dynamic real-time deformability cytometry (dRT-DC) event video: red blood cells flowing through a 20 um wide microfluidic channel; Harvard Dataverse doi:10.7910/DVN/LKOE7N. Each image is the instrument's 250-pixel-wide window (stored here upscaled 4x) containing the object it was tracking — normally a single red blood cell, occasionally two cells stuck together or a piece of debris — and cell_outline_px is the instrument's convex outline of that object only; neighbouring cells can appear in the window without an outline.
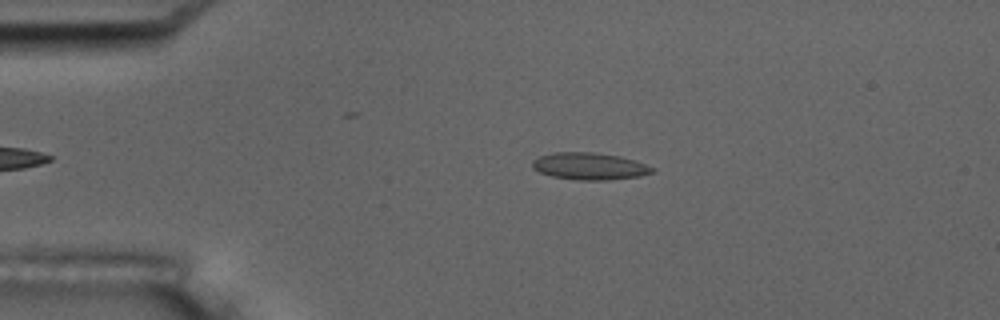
{"species": "common noctule bat (a hibernating species)", "species_latin": "Nyctalus noctula", "temperature_condition": "room temperature", "stored_images_in_passage": 43, "camera_frame_rate_fps": 3000, "um_per_image_px": 0.085, "animal": {"sex": "male", "body_mass_g": 17.5, "forearm_length_mm": 52.3}, "frame": {"image": 1, "passage_image": 7, "time_ms": 2.0, "image_size_px": [1000, 320], "cell_outline_px": [[656, 172], [640, 176], [608, 180], [576, 180], [552, 176], [540, 172], [532, 168], [532, 160], [540, 156], [552, 152], [596, 152], [620, 156], [636, 160], [656, 168]], "centroid_in_image_um": [50.15, 14.12], "position_along_channel_um": 34.9, "area_um2": 19.19}}
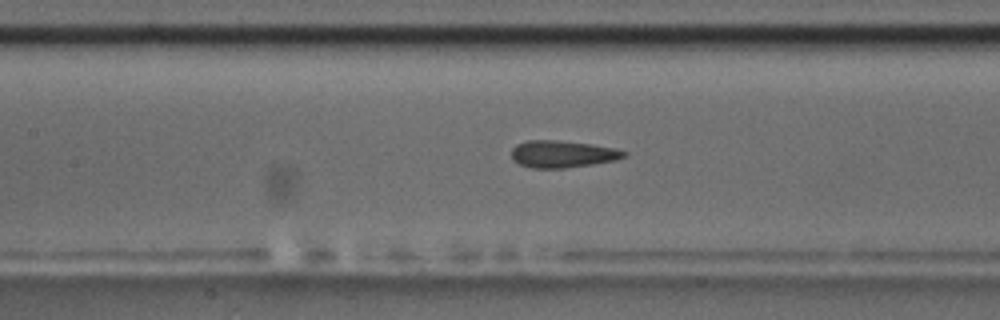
{"frame": {"image": 2, "passage_image": 20, "time_ms": 6.333, "image_size_px": [1000, 320], "cell_outline_px": [[628, 152], [624, 156], [616, 160], [592, 164], [564, 168], [532, 168], [520, 164], [512, 160], [512, 148], [516, 144], [528, 140], [556, 140], [592, 144], [616, 148]], "centroid_in_image_um": [47.8, 13.09], "position_along_channel_um": 159.6, "area_um2": 17.74}}
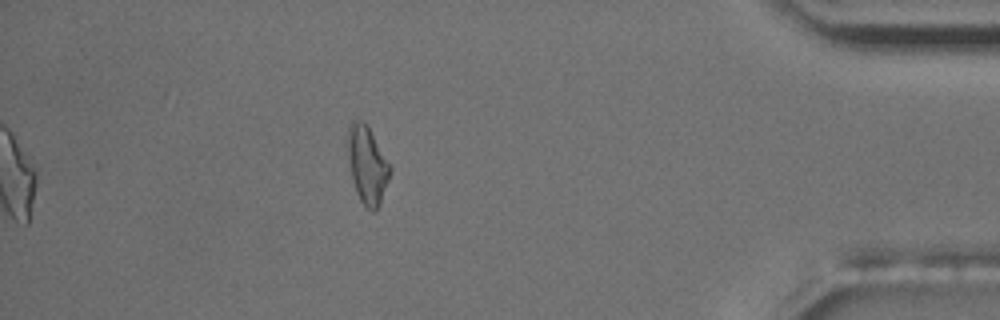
{"frame": {"image": 3, "passage_image": 43, "time_ms": 14.0, "image_size_px": [1000, 320], "cell_outline_px": [[392, 168], [380, 204], [376, 212], [372, 212], [360, 200], [356, 192], [352, 180], [348, 160], [348, 124], [352, 120], [360, 120], [368, 128]], "centroid_in_image_um": [31.2, 14.06], "position_along_channel_um": 404.0, "area_um2": 18.79}, "authors_computed_cell_mechanics": {"area_um2": 17.6868, "velocity_mm_per_s": 3.7669, "shape_relaxation_time_tau1_ms": null, "shape_relaxation_time_tau2_ms": 2.6139, "deformation_change_tau1": null, "deformation_change_tau2": 0.0801}}